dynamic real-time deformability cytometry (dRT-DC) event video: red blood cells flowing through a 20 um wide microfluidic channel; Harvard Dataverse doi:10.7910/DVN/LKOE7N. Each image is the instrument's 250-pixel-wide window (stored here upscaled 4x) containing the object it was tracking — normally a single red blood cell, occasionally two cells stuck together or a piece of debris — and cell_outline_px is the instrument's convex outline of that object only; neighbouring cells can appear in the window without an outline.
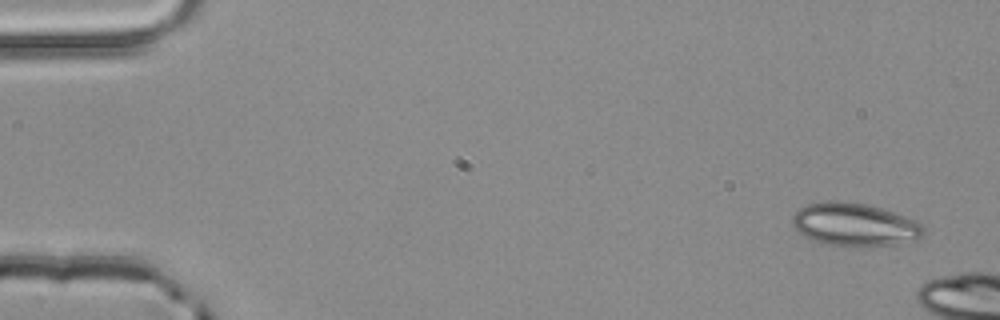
{"species": "common noctule bat (a hibernating species)", "species_latin": "Nyctalus noctula", "temperature_condition": "room temperature", "stored_images_in_passage": 2, "camera_frame_rate_fps": 3000, "um_per_image_px": 0.085, "animal": {"sex": "male", "body_mass_g": 20.4}, "frame": {"image": 1, "passage_image": 1, "time_ms": 0.0, "image_size_px": [1000, 320], "cell_outline_px": [[924, 236], [916, 240], [896, 244], [864, 248], [828, 244], [812, 240], [804, 236], [792, 224], [792, 216], [800, 208], [808, 204], [828, 200], [836, 200], [864, 204], [880, 208], [916, 220], [924, 228]], "centroid_in_image_um": [72.66, 19.11], "position_along_channel_um": 12.3, "area_um2": 33.06}}